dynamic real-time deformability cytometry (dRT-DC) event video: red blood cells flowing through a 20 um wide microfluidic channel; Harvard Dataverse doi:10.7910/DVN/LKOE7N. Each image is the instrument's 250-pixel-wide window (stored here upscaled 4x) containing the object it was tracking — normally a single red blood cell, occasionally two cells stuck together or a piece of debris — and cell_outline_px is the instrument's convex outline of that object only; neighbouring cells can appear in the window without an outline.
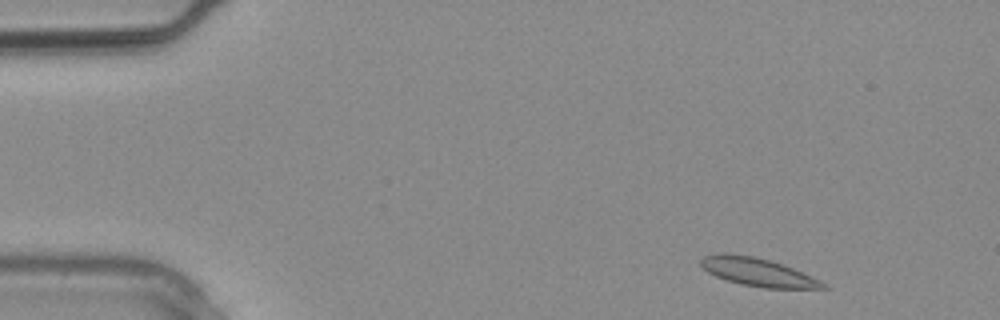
{"species": "common noctule bat (a hibernating species)", "species_latin": "Nyctalus noctula", "temperature_condition": "warm", "stored_images_in_passage": 2, "camera_frame_rate_fps": 3000, "um_per_image_px": 0.085, "animal": {"sex": "male", "body_mass_g": 20.4}, "frame": {"image": 1, "passage_image": 1, "time_ms": 0.0, "image_size_px": [1000, 320], "cell_outline_px": [[828, 288], [764, 288], [740, 284], [716, 276], [708, 272], [700, 264], [700, 260], [704, 256], [720, 252], [728, 252], [756, 256], [792, 268], [812, 276], [820, 280]], "centroid_in_image_um": [64.36, 23.11], "position_along_channel_um": 20.6, "area_um2": 19.94}}
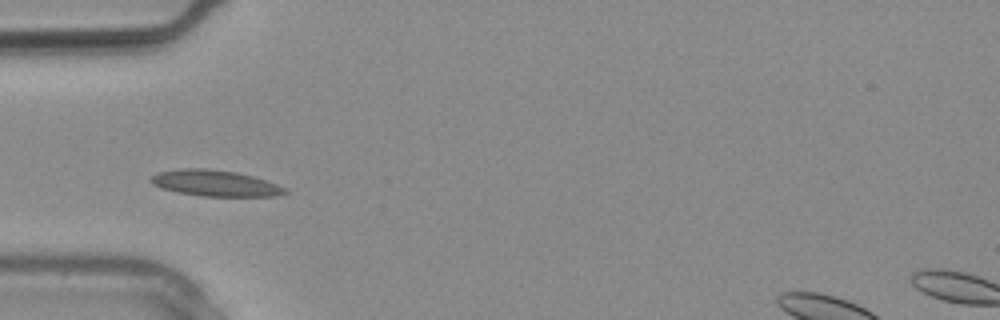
{"frame": {"image": 2, "passage_image": 2, "time_ms": 0.333, "image_size_px": [1000, 320], "cell_outline_px": [[288, 192], [276, 196], [204, 196], [180, 192], [160, 188], [152, 184], [148, 180], [156, 172], [176, 168], [208, 168], [236, 172], [252, 176], [288, 188]], "centroid_in_image_um": [18.24, 15.56], "position_along_channel_um": 66.8, "area_um2": 20.46}}